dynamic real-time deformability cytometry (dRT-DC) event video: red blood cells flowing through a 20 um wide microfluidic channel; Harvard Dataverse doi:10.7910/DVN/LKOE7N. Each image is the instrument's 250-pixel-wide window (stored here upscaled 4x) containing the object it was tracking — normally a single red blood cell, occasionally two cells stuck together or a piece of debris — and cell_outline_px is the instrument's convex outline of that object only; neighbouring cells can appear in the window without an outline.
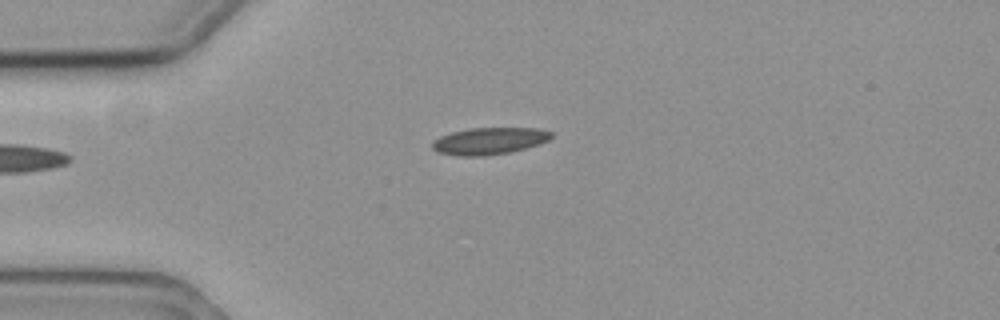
{"species": "common noctule bat (a hibernating species)", "species_latin": "Nyctalus noctula", "temperature_condition": "cold", "stored_images_in_passage": 44, "camera_frame_rate_fps": 3000, "um_per_image_px": 0.085, "animal": {"sex": "female", "body_mass_g": 19.3, "forearm_length_mm": 54.1}, "frame": {"image": 1, "passage_image": 1, "time_ms": 0.0, "image_size_px": [1000, 320], "cell_outline_px": [[552, 136], [548, 140], [540, 144], [512, 152], [484, 156], [456, 156], [440, 152], [432, 148], [432, 144], [440, 136], [452, 132], [468, 128], [536, 128], [552, 132]], "centroid_in_image_um": [41.61, 11.98], "position_along_channel_um": 43.4, "area_um2": 18.67}}
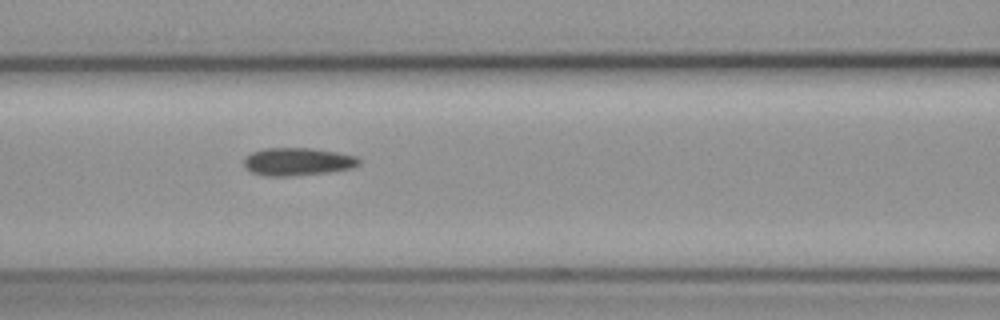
{"frame": {"image": 2, "passage_image": 11, "time_ms": 3.333, "image_size_px": [1000, 320], "cell_outline_px": [[360, 164], [352, 168], [328, 172], [288, 176], [268, 176], [252, 172], [244, 164], [244, 156], [252, 152], [264, 148], [312, 148], [336, 152], [356, 156], [360, 160]], "centroid_in_image_um": [25.3, 13.73], "position_along_channel_um": 141.3, "area_um2": 18.55}}
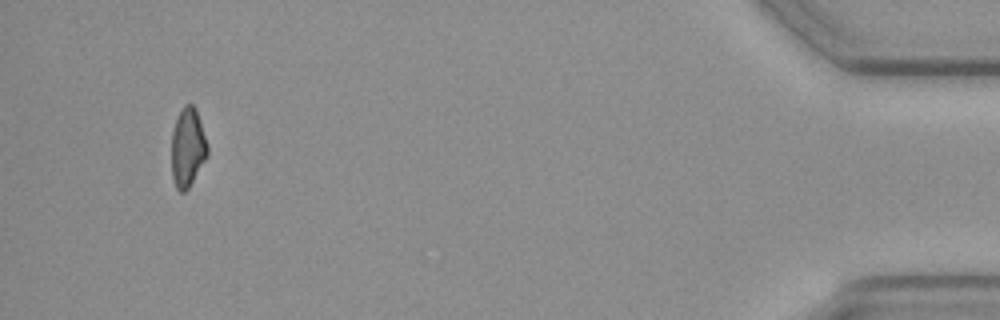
{"frame": {"image": 3, "passage_image": 41, "time_ms": 13.333, "image_size_px": [1000, 320], "cell_outline_px": [[208, 156], [188, 188], [184, 192], [180, 192], [176, 188], [172, 176], [172, 132], [176, 120], [184, 104], [192, 104], [196, 108], [208, 144]], "centroid_in_image_um": [15.97, 12.54], "position_along_channel_um": 419.2, "area_um2": 16.53}, "authors_computed_cell_mechanics": {"area_um2": 17.918, "velocity_mm_per_s": 3.6027, "shape_relaxation_time_tau1_ms": 4.7767, "shape_relaxation_time_tau2_ms": 9.6034, "deformation_change_tau1": 0.1038, "deformation_change_tau2": 0.178}}